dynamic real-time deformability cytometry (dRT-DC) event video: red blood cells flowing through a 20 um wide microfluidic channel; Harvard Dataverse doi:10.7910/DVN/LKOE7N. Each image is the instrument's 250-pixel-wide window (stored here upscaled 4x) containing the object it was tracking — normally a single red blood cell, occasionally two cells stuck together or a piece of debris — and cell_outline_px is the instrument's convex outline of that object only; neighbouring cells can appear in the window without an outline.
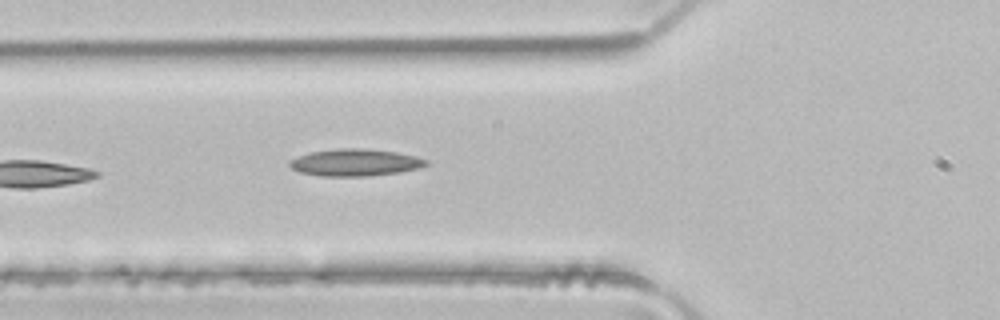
{"species": "common noctule bat (a hibernating species)", "species_latin": "Nyctalus noctula", "temperature_condition": "room temperature", "stored_images_in_passage": 4, "camera_frame_rate_fps": 3000, "um_per_image_px": 0.085, "animal": {"sex": "male", "body_mass_g": 21.5, "forearm_length_mm": 52.0}, "frame": {"image": 1, "passage_image": 4, "time_ms": 1.0, "image_size_px": [1000, 320], "cell_outline_px": [[428, 164], [420, 168], [396, 172], [368, 176], [320, 176], [300, 172], [292, 168], [288, 164], [288, 160], [312, 152], [336, 148], [364, 148], [396, 152], [416, 156], [428, 160]], "centroid_in_image_um": [30.19, 13.81], "position_along_channel_um": 95.6, "area_um2": 21.44}}